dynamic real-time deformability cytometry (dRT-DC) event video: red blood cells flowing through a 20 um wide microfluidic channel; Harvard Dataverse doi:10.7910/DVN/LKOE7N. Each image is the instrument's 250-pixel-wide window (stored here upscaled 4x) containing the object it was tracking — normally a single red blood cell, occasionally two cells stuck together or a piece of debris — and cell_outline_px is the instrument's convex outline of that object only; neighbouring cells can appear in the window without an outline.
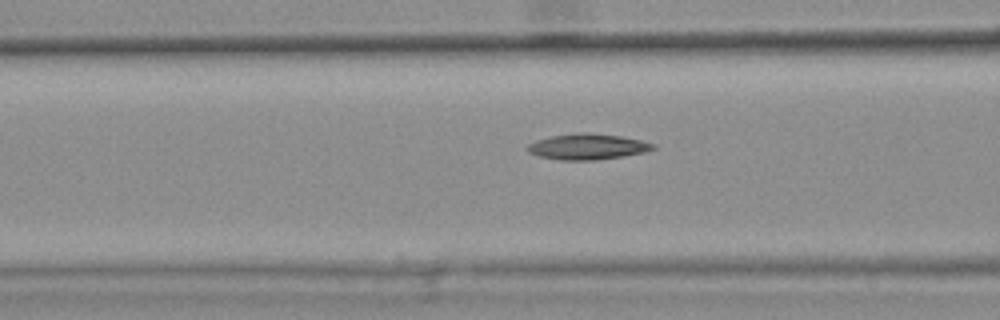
{"species": "common noctule bat (a hibernating species)", "species_latin": "Nyctalus noctula", "temperature_condition": "warm", "stored_images_in_passage": 48, "camera_frame_rate_fps": 3000, "um_per_image_px": 0.085, "animal": {"sex": "female", "body_mass_g": 25.1}, "frame": {"image": 1, "passage_image": 21, "time_ms": 6.667, "image_size_px": [1000, 320], "cell_outline_px": [[656, 148], [644, 152], [596, 160], [560, 160], [540, 156], [528, 152], [528, 144], [536, 140], [552, 136], [576, 132], [588, 132], [620, 136], [640, 140], [656, 144]], "centroid_in_image_um": [49.94, 12.46], "position_along_channel_um": 116.7, "area_um2": 18.73}, "authors_computed_cell_mechanics": {"area_um2": 18.207, "velocity_mm_per_s": 3.7608, "shape_relaxation_time_tau1_ms": 10.4727, "shape_relaxation_time_tau2_ms": null, "deformation_change_tau1": 0.2015, "deformation_change_tau2": null}}